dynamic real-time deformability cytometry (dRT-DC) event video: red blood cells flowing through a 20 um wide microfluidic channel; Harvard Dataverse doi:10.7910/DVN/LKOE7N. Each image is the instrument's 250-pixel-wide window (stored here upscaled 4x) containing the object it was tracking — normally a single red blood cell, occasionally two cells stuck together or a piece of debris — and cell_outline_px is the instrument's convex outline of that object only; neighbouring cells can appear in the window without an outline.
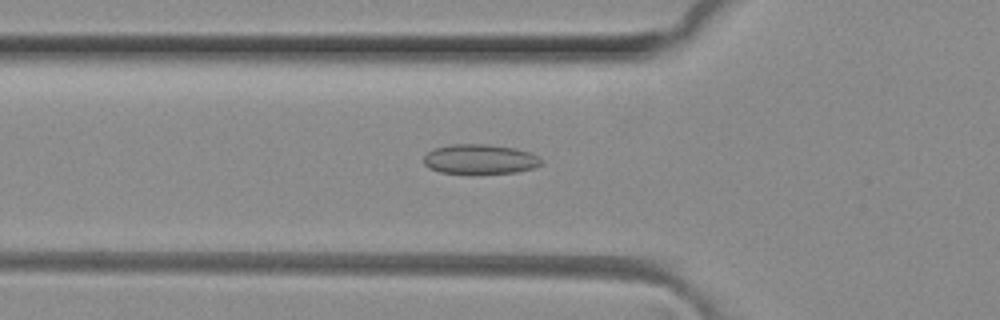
{"species": "common noctule bat (a hibernating species)", "species_latin": "Nyctalus noctula", "temperature_condition": "room temperature", "stored_images_in_passage": 49, "camera_frame_rate_fps": 3000, "um_per_image_px": 0.085, "animal": {"sex": "female", "body_mass_g": 29.2, "forearm_length_mm": 56.3}, "frame": {"image": 1, "passage_image": 17, "time_ms": 5.333, "image_size_px": [1000, 320], "cell_outline_px": [[544, 160], [540, 164], [532, 168], [516, 172], [440, 172], [428, 168], [424, 164], [424, 156], [428, 152], [436, 148], [452, 144], [484, 144], [516, 148], [540, 156]], "centroid_in_image_um": [40.81, 13.51], "position_along_channel_um": 85.0, "area_um2": 19.94}}
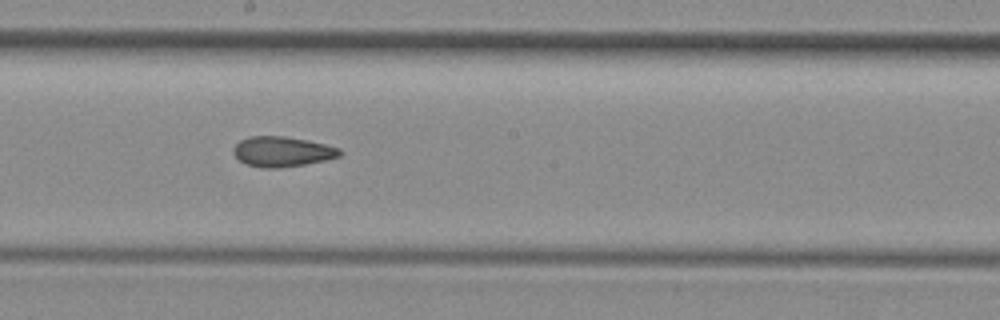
{"frame": {"image": 2, "passage_image": 27, "time_ms": 8.667, "image_size_px": [1000, 320], "cell_outline_px": [[344, 152], [340, 156], [324, 160], [304, 164], [280, 168], [260, 168], [244, 164], [232, 152], [232, 148], [240, 140], [248, 136], [284, 136], [308, 140], [340, 148]], "centroid_in_image_um": [23.96, 12.89], "position_along_channel_um": 224.2, "area_um2": 18.84}}
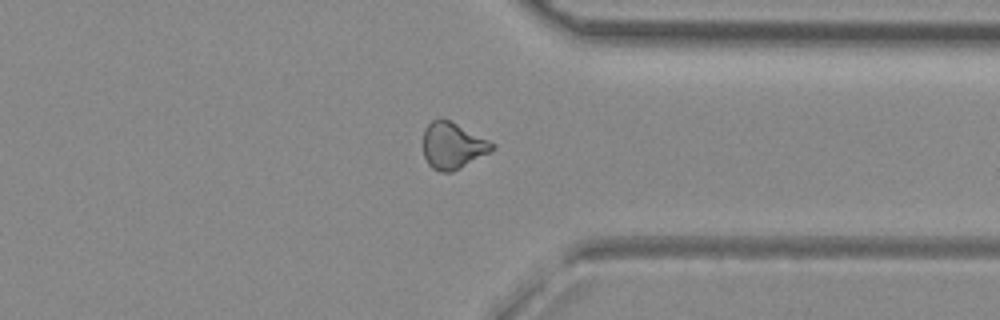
{"frame": {"image": 3, "passage_image": 38, "time_ms": 12.333, "image_size_px": [1000, 320], "cell_outline_px": [[496, 148], [460, 168], [452, 172], [440, 172], [432, 168], [428, 164], [424, 156], [424, 128], [432, 120], [448, 120], [496, 144]], "centroid_in_image_um": [38.47, 12.4], "position_along_channel_um": 372.9, "area_um2": 18.26}, "authors_computed_cell_mechanics": {"area_um2": 19.1318, "velocity_mm_per_s": 4.1535, "shape_relaxation_time_tau1_ms": null, "shape_relaxation_time_tau2_ms": 4.8377, "deformation_change_tau1": null, "deformation_change_tau2": 0.1368}}